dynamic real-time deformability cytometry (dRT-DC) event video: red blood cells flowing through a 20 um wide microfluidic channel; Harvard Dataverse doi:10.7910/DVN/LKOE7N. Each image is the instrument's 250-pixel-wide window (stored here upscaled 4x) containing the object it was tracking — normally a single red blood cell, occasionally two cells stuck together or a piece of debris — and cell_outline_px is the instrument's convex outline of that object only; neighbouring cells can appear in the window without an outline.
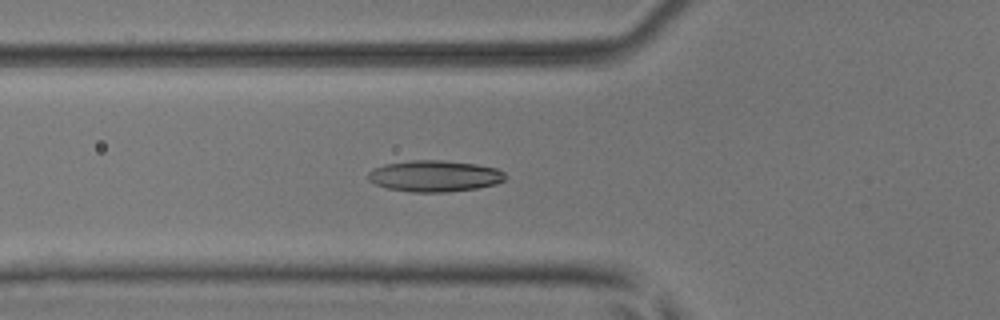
{"species": "common noctule bat (a hibernating species)", "species_latin": "Nyctalus noctula", "temperature_condition": "room temperature", "stored_images_in_passage": 36, "camera_frame_rate_fps": 3000, "um_per_image_px": 0.085, "animal": {"sex": "male", "body_mass_g": 17.9, "forearm_length_mm": 54.2}, "frame": {"image": 1, "passage_image": 2, "time_ms": 0.333, "image_size_px": [1000, 320], "cell_outline_px": [[508, 176], [504, 180], [496, 184], [476, 188], [448, 192], [412, 192], [388, 188], [376, 184], [368, 180], [368, 172], [372, 168], [384, 164], [412, 160], [440, 160], [476, 164], [496, 168], [504, 172]], "centroid_in_image_um": [36.94, 14.96], "position_along_channel_um": 88.9, "area_um2": 25.09}}
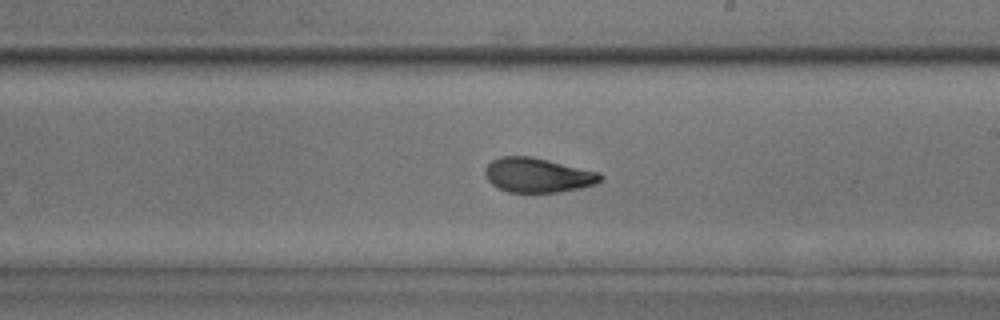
{"frame": {"image": 2, "passage_image": 14, "time_ms": 4.333, "image_size_px": [1000, 320], "cell_outline_px": [[604, 176], [596, 184], [580, 188], [560, 192], [508, 192], [496, 188], [488, 180], [484, 172], [484, 168], [492, 160], [500, 156], [532, 156], [600, 172]], "centroid_in_image_um": [45.7, 14.88], "position_along_channel_um": 243.3, "area_um2": 23.41}}
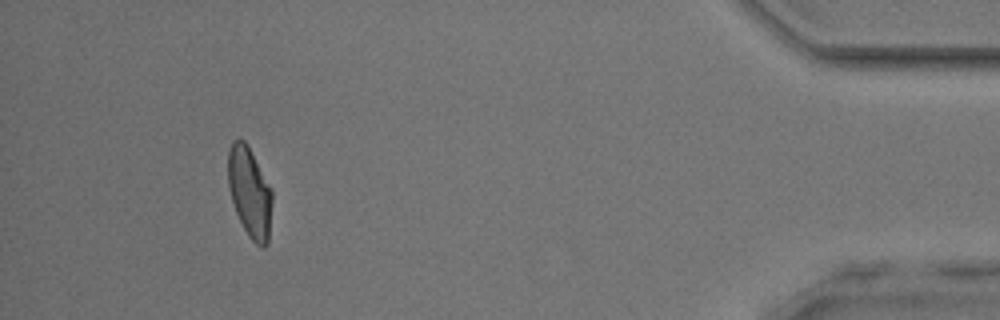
{"frame": {"image": 3, "passage_image": 32, "time_ms": 10.333, "image_size_px": [1000, 320], "cell_outline_px": [[272, 204], [268, 244], [264, 248], [256, 244], [248, 236], [236, 212], [232, 200], [228, 184], [228, 152], [232, 140], [244, 140], [272, 188]], "centroid_in_image_um": [21.24, 16.37], "position_along_channel_um": 414.0, "area_um2": 23.06}}